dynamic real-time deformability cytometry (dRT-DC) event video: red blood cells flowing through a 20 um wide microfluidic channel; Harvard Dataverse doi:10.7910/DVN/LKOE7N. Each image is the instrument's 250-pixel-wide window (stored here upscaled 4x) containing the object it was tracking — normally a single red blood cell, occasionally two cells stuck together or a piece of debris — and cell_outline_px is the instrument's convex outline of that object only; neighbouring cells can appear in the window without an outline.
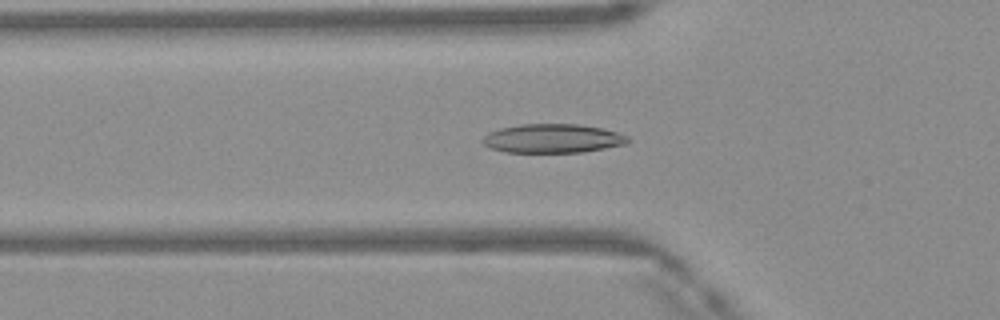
{"species": "Egyptian fruit bat (a non-hibernating species)", "species_latin": "Rousettus aegyptiacus", "temperature_condition": "warm", "stored_images_in_passage": 43, "camera_frame_rate_fps": 3000, "um_per_image_px": 0.085, "frame": {"image": 1, "passage_image": 11, "time_ms": 3.333, "image_size_px": [1000, 320], "cell_outline_px": [[628, 144], [580, 152], [504, 152], [492, 148], [484, 144], [480, 140], [488, 132], [500, 128], [520, 124], [580, 124], [600, 128], [616, 132], [628, 136]], "centroid_in_image_um": [46.95, 11.76], "position_along_channel_um": 78.9, "area_um2": 24.39}}
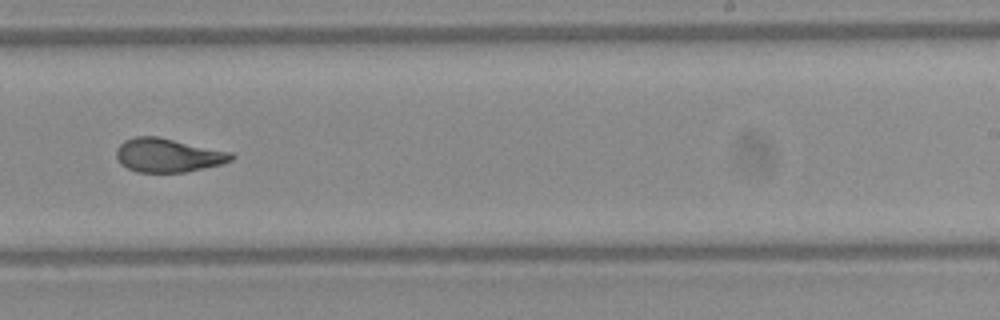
{"frame": {"image": 2, "passage_image": 25, "time_ms": 8.0, "image_size_px": [1000, 320], "cell_outline_px": [[236, 156], [232, 160], [220, 164], [184, 172], [136, 172], [120, 164], [116, 156], [116, 148], [124, 140], [136, 136], [156, 136], [232, 152]], "centroid_in_image_um": [14.25, 13.19], "position_along_channel_um": 274.7, "area_um2": 22.54}}
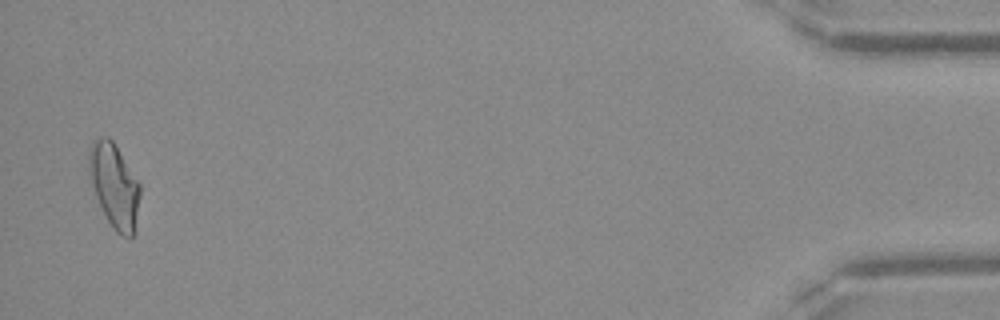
{"frame": {"image": 3, "passage_image": 42, "time_ms": 13.667, "image_size_px": [1000, 320], "cell_outline_px": [[140, 196], [136, 232], [132, 236], [120, 236], [112, 228], [96, 196], [88, 176], [88, 148], [92, 140], [100, 136], [108, 136], [112, 140], [140, 184]], "centroid_in_image_um": [9.7, 15.77], "position_along_channel_um": 425.5, "area_um2": 25.32}, "authors_computed_cell_mechanics": {"area_um2": 23.1778, "velocity_mm_per_s": 4.1879, "shape_relaxation_time_tau1_ms": null, "shape_relaxation_time_tau2_ms": 1.6841, "deformation_change_tau1": null, "deformation_change_tau2": 0.0802}}